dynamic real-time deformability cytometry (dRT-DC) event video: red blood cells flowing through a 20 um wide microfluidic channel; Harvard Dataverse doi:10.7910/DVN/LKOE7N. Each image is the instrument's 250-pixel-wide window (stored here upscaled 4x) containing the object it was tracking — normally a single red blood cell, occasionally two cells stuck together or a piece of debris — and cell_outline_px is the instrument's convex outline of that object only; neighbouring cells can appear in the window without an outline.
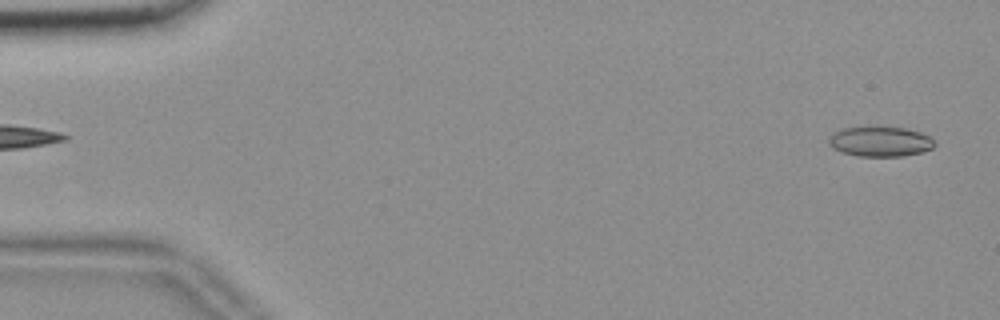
{"species": "common noctule bat (a hibernating species)", "species_latin": "Nyctalus noctula", "temperature_condition": "room temperature", "stored_images_in_passage": 55, "camera_frame_rate_fps": 3000, "um_per_image_px": 0.085, "animal": {"sex": "female", "body_mass_g": 18.4}, "frame": {"image": 1, "passage_image": 2, "time_ms": 0.333, "image_size_px": [1000, 320], "cell_outline_px": [[936, 144], [932, 148], [920, 152], [904, 156], [856, 156], [840, 152], [832, 148], [828, 144], [828, 140], [832, 132], [840, 128], [864, 124], [876, 124], [908, 128], [920, 132], [928, 136]], "centroid_in_image_um": [74.73, 11.97], "position_along_channel_um": 10.3, "area_um2": 19.54}}
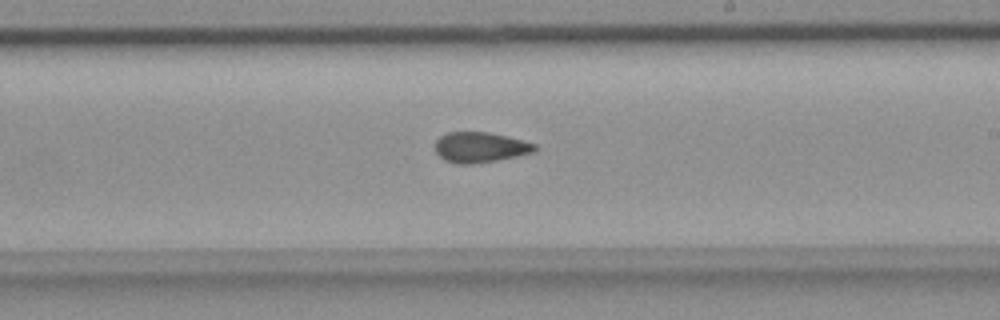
{"frame": {"image": 2, "passage_image": 32, "time_ms": 10.333, "image_size_px": [1000, 320], "cell_outline_px": [[536, 152], [476, 164], [456, 164], [444, 160], [436, 152], [436, 140], [440, 136], [448, 132], [488, 132], [536, 144]], "centroid_in_image_um": [40.79, 12.53], "position_along_channel_um": 248.2, "area_um2": 17.51}}
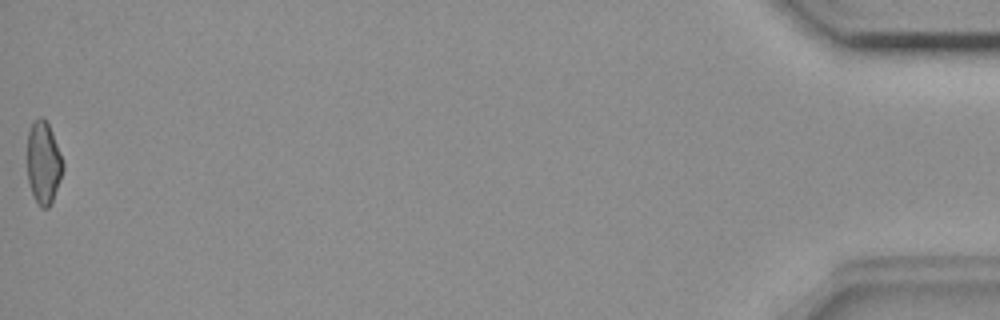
{"frame": {"image": 3, "passage_image": 55, "time_ms": 18.0, "image_size_px": [1000, 320], "cell_outline_px": [[64, 168], [52, 200], [48, 208], [40, 208], [36, 204], [28, 180], [28, 132], [32, 120], [40, 116], [48, 124], [52, 132], [64, 164]], "centroid_in_image_um": [3.68, 13.83], "position_along_channel_um": 431.5, "area_um2": 16.99}, "authors_computed_cell_mechanics": {"area_um2": 18.207, "velocity_mm_per_s": 3.6907, "shape_relaxation_time_tau1_ms": null, "shape_relaxation_time_tau2_ms": 2.8119, "deformation_change_tau1": null, "deformation_change_tau2": 0.0825}}